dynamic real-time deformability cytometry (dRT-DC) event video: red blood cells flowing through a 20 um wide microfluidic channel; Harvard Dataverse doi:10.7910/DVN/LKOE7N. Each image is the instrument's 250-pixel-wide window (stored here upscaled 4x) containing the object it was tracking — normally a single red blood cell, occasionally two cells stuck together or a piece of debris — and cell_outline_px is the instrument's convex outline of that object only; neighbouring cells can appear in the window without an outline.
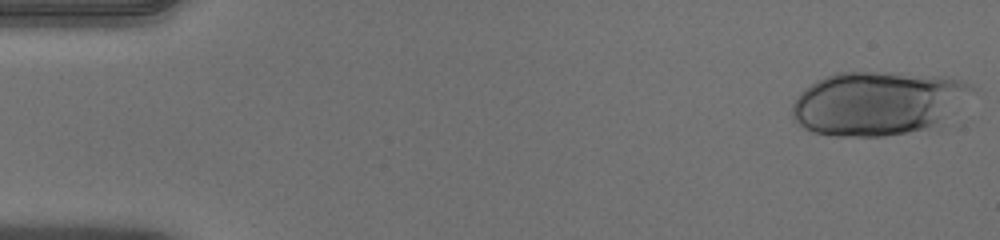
{"species": "human", "species_latin": "Homo sapiens", "temperature_condition": "warm", "stored_images_in_passage": 50, "camera_frame_rate_fps": 3000, "um_per_image_px": 0.085, "donor": {"sex": "male"}, "frame": {"image": 1, "passage_image": 1, "time_ms": 0.0, "image_size_px": [1000, 240], "cell_outline_px": [[976, 92], [928, 128], [908, 132], [884, 136], [836, 136], [812, 132], [804, 128], [792, 116], [792, 104], [800, 92], [804, 88], [816, 80], [824, 76], [836, 72], [900, 72], [944, 76], [960, 80], [972, 84], [976, 88]], "centroid_in_image_um": [74.57, 8.73], "position_along_channel_um": 10.4, "area_um2": 66.76}}
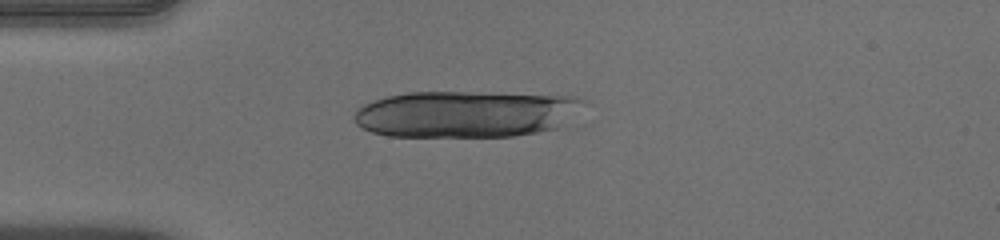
{"frame": {"image": 2, "passage_image": 13, "time_ms": 4.0, "image_size_px": [1000, 240], "cell_outline_px": [[588, 100], [556, 128], [536, 132], [512, 136], [388, 136], [372, 132], [360, 128], [356, 124], [356, 108], [364, 104], [388, 96], [408, 92], [464, 92], [576, 96]], "centroid_in_image_um": [39.55, 9.68], "position_along_channel_um": 45.5, "area_um2": 61.79}}